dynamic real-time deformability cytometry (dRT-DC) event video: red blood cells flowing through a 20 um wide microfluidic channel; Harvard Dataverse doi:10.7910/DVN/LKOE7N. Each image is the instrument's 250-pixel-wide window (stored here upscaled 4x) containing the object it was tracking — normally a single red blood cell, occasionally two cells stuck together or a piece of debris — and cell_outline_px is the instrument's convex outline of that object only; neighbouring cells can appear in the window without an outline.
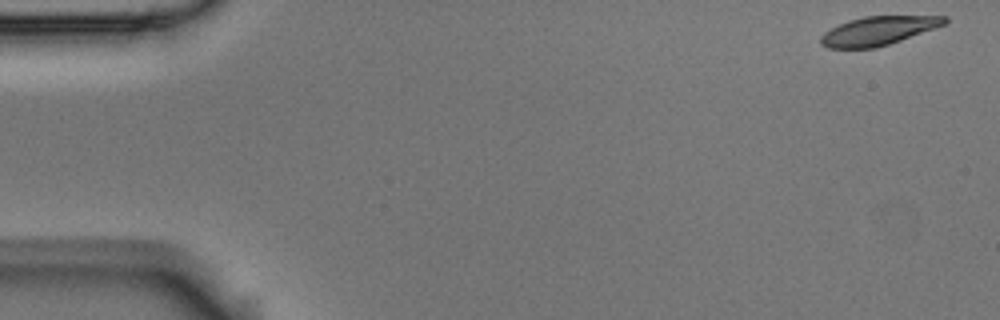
{"species": "Egyptian fruit bat (a non-hibernating species)", "species_latin": "Rousettus aegyptiacus", "temperature_condition": "room temperature", "stored_images_in_passage": 54, "camera_frame_rate_fps": 3000, "um_per_image_px": 0.085, "animal": {"sex": "male"}, "frame": {"image": 1, "passage_image": 1, "time_ms": 0.0, "image_size_px": [1000, 320], "cell_outline_px": [[948, 20], [944, 24], [936, 28], [876, 48], [828, 48], [820, 44], [820, 36], [824, 32], [848, 20], [864, 16], [948, 16]], "centroid_in_image_um": [74.63, 2.61], "position_along_channel_um": 10.4, "area_um2": 20.63}}
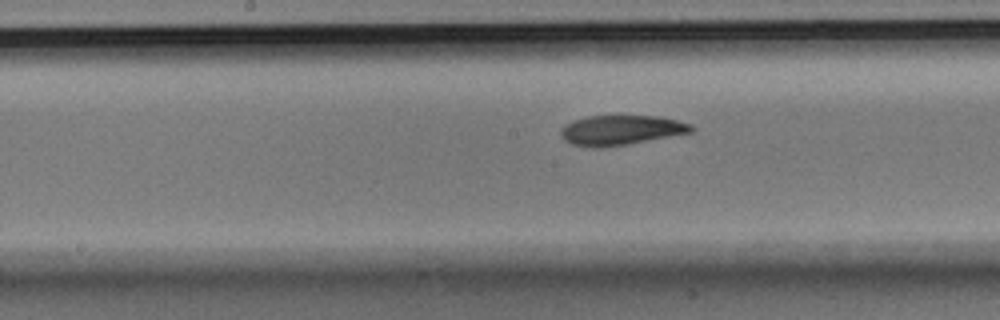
{"frame": {"image": 2, "passage_image": 27, "time_ms": 8.667, "image_size_px": [1000, 320], "cell_outline_px": [[696, 128], [692, 132], [628, 144], [600, 148], [592, 148], [572, 144], [564, 140], [560, 136], [560, 132], [568, 124], [576, 120], [588, 116], [660, 116], [692, 124]], "centroid_in_image_um": [52.82, 11.07], "position_along_channel_um": 195.4, "area_um2": 22.54}}
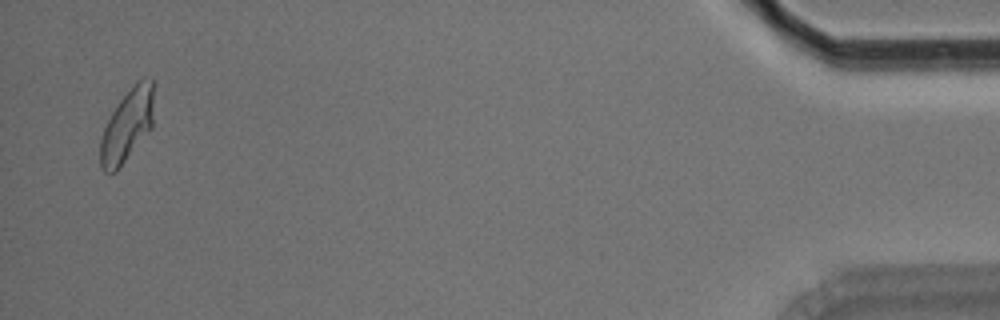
{"frame": {"image": 3, "passage_image": 53, "time_ms": 17.333, "image_size_px": [1000, 320], "cell_outline_px": [[152, 128], [116, 172], [104, 172], [100, 168], [100, 140], [104, 128], [116, 104], [136, 80], [152, 80]], "centroid_in_image_um": [10.77, 10.71], "position_along_channel_um": 424.4, "area_um2": 22.37}, "authors_computed_cell_mechanics": {"area_um2": 22.542, "velocity_mm_per_s": 3.6187, "shape_relaxation_time_tau1_ms": 7.0796, "shape_relaxation_time_tau2_ms": 4.3782, "deformation_change_tau1": 0.1771, "deformation_change_tau2": 0.0921}}